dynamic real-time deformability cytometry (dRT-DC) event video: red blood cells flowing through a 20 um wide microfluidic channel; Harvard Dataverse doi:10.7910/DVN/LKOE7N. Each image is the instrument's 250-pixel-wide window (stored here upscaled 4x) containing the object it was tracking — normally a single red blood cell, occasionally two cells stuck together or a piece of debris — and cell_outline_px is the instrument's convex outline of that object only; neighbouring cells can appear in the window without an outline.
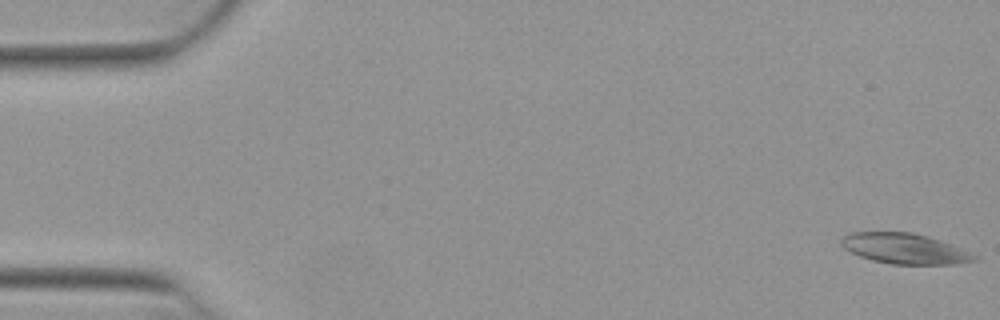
{"species": "Egyptian fruit bat (a non-hibernating species)", "species_latin": "Rousettus aegyptiacus", "temperature_condition": "warm", "stored_images_in_passage": 23, "camera_frame_rate_fps": 3000, "um_per_image_px": 0.085, "animal": {"sex": "female"}, "frame": {"image": 1, "passage_image": 1, "time_ms": 0.0, "image_size_px": [1000, 320], "cell_outline_px": [[980, 260], [952, 264], [892, 264], [872, 260], [860, 256], [844, 248], [840, 244], [840, 240], [844, 236], [852, 232], [912, 232], [928, 236], [940, 240], [980, 256]], "centroid_in_image_um": [76.92, 21.13], "position_along_channel_um": 8.1, "area_um2": 23.58}}
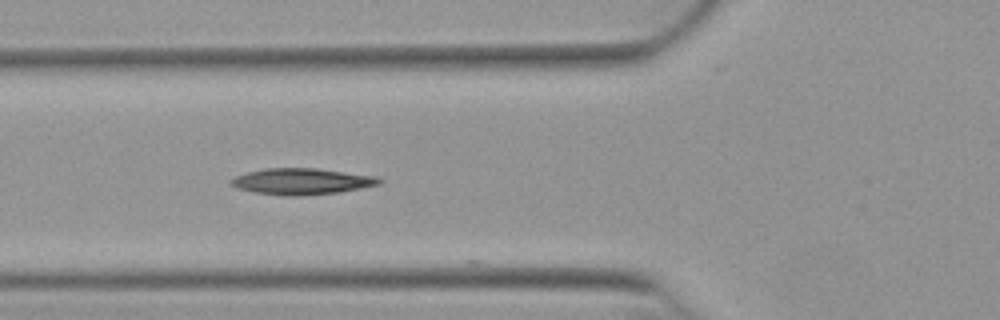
{"frame": {"image": 2, "passage_image": 19, "time_ms": 6.0, "image_size_px": [1000, 320], "cell_outline_px": [[380, 184], [360, 188], [336, 192], [296, 196], [288, 196], [256, 192], [240, 188], [232, 184], [228, 180], [236, 176], [248, 172], [264, 168], [316, 168], [376, 176], [380, 180]], "centroid_in_image_um": [25.63, 15.41], "position_along_channel_um": 100.2, "area_um2": 22.2}}
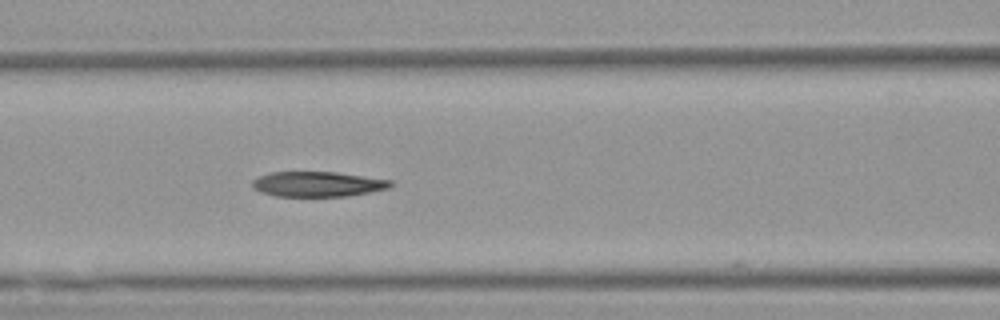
{"frame": {"image": 3, "passage_image": 22, "time_ms": 7.0, "image_size_px": [1000, 320], "cell_outline_px": [[392, 184], [388, 188], [348, 196], [276, 196], [260, 192], [252, 184], [252, 180], [260, 176], [272, 172], [336, 172], [392, 180]], "centroid_in_image_um": [27.0, 15.65], "position_along_channel_um": 139.6, "area_um2": 20.0}}